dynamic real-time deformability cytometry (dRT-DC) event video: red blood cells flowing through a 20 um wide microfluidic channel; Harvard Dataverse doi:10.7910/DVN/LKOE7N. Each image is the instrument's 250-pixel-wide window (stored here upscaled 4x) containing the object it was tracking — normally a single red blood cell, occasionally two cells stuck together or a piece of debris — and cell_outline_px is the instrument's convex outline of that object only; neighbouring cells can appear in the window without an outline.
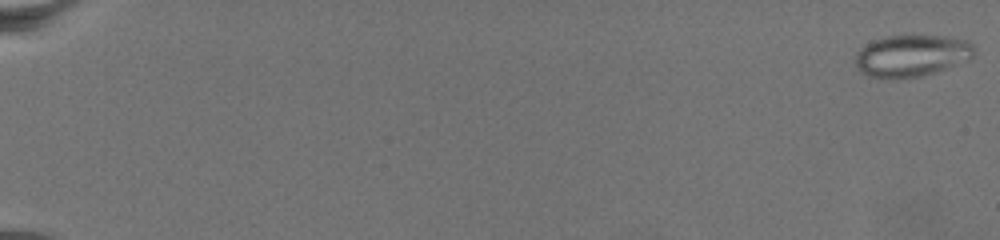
{"species": "common noctule bat (a hibernating species)", "species_latin": "Nyctalus noctula", "temperature_condition": "warm", "stored_images_in_passage": 76, "camera_frame_rate_fps": 3000, "um_per_image_px": 0.085, "animal": {"sex": "female", "body_mass_g": 19.5, "forearm_length_mm": 54.1}, "frame": {"image": 1, "passage_image": 1, "time_ms": 0.0, "image_size_px": [1000, 240], "cell_outline_px": [[976, 52], [968, 60], [936, 72], [920, 76], [868, 76], [860, 72], [856, 68], [856, 52], [860, 48], [872, 40], [888, 36], [944, 36], [968, 40], [976, 48]], "centroid_in_image_um": [77.51, 4.7], "position_along_channel_um": 7.5, "area_um2": 28.55}}
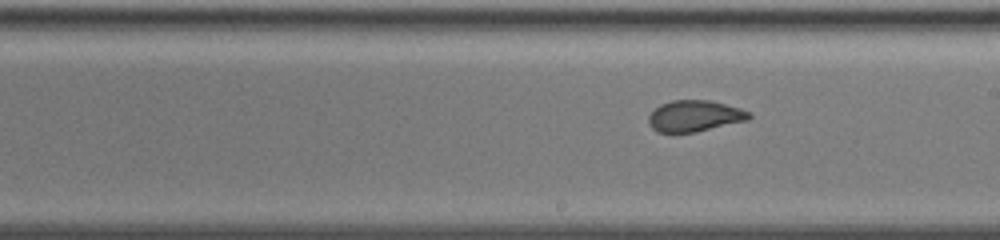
{"frame": {"image": 2, "passage_image": 47, "time_ms": 15.333, "image_size_px": [1000, 240], "cell_outline_px": [[752, 116], [748, 120], [696, 132], [656, 132], [648, 124], [648, 116], [660, 104], [672, 100], [708, 100], [740, 108], [752, 112]], "centroid_in_image_um": [59.04, 9.86], "position_along_channel_um": 230.0, "area_um2": 18.32}}
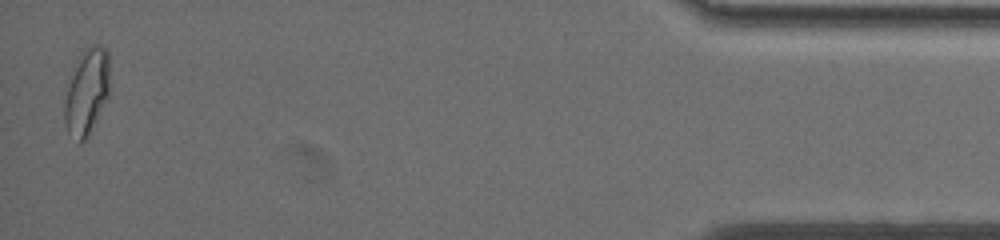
{"frame": {"image": 3, "passage_image": 75, "time_ms": 24.667, "image_size_px": [1000, 240], "cell_outline_px": [[108, 96], [88, 136], [80, 144], [68, 132], [64, 124], [64, 100], [72, 76], [80, 56], [92, 44], [100, 44], [108, 52]], "centroid_in_image_um": [7.37, 7.85], "position_along_channel_um": 427.8, "area_um2": 21.96}}